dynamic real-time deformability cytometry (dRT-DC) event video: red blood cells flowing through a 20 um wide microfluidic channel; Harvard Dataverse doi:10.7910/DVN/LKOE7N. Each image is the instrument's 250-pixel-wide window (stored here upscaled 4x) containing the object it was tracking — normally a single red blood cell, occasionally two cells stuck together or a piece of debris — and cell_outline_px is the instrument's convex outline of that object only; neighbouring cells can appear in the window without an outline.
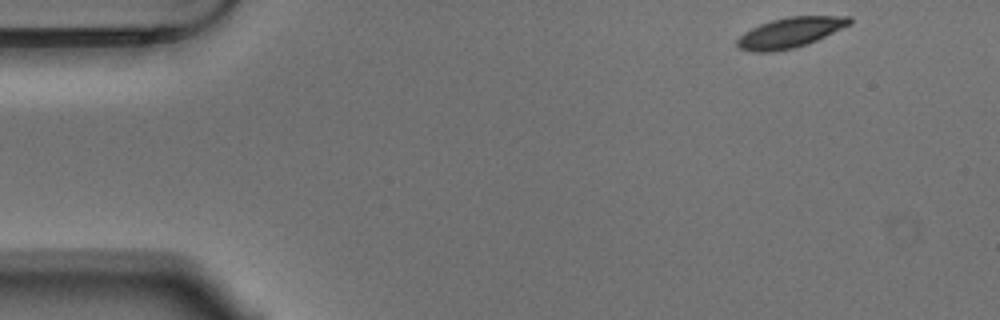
{"species": "Egyptian fruit bat (a non-hibernating species)", "species_latin": "Rousettus aegyptiacus", "temperature_condition": "warm", "stored_images_in_passage": 51, "camera_frame_rate_fps": 3000, "um_per_image_px": 0.085, "animal": {"sex": "male"}, "frame": {"image": 1, "passage_image": 1, "time_ms": 0.0, "image_size_px": [1000, 320], "cell_outline_px": [[852, 24], [816, 40], [792, 48], [772, 52], [752, 52], [740, 48], [736, 44], [736, 40], [744, 32], [760, 24], [772, 20], [788, 16], [852, 16]], "centroid_in_image_um": [67.16, 2.76], "position_along_channel_um": 17.8, "area_um2": 19.65}}
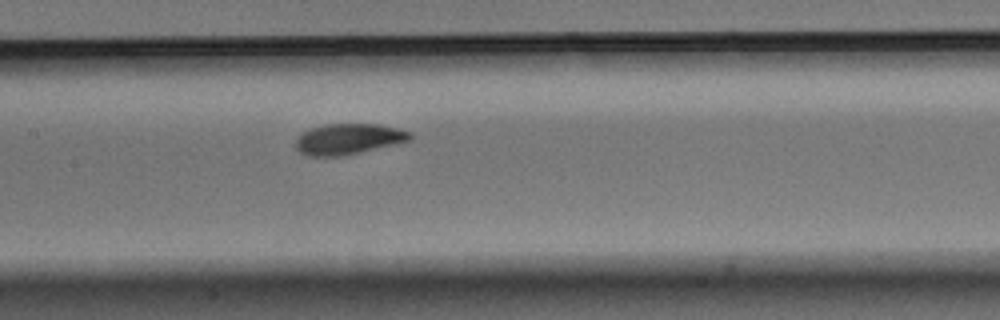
{"frame": {"image": 2, "passage_image": 22, "time_ms": 7.0, "image_size_px": [1000, 320], "cell_outline_px": [[412, 136], [408, 140], [392, 144], [340, 156], [308, 156], [300, 152], [296, 148], [296, 140], [304, 132], [312, 128], [324, 124], [380, 124], [412, 132]], "centroid_in_image_um": [29.59, 11.8], "position_along_channel_um": 177.8, "area_um2": 20.0}}
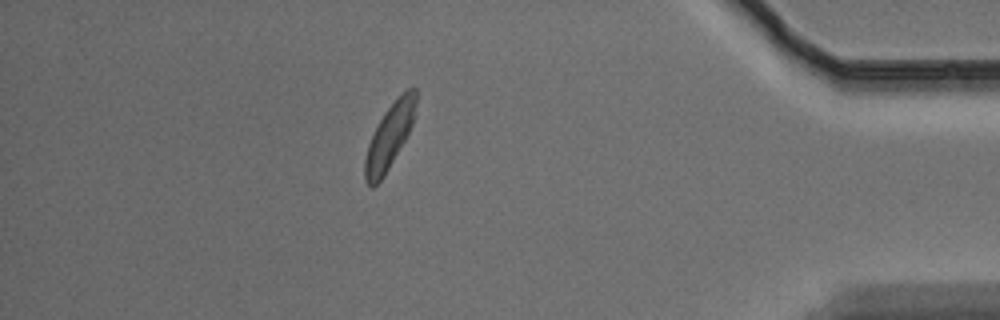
{"frame": {"image": 3, "passage_image": 44, "time_ms": 14.333, "image_size_px": [1000, 320], "cell_outline_px": [[416, 100], [412, 124], [404, 140], [384, 176], [372, 188], [364, 180], [364, 160], [368, 144], [384, 112], [408, 88], [416, 88]], "centroid_in_image_um": [33.07, 11.63], "position_along_channel_um": 402.1, "area_um2": 18.5}, "authors_computed_cell_mechanics": {"area_um2": 20.0566, "velocity_mm_per_s": 3.6345, "shape_relaxation_time_tau1_ms": 4.6174, "shape_relaxation_time_tau2_ms": 2.6865, "deformation_change_tau1": 0.1633, "deformation_change_tau2": 0.0762}}